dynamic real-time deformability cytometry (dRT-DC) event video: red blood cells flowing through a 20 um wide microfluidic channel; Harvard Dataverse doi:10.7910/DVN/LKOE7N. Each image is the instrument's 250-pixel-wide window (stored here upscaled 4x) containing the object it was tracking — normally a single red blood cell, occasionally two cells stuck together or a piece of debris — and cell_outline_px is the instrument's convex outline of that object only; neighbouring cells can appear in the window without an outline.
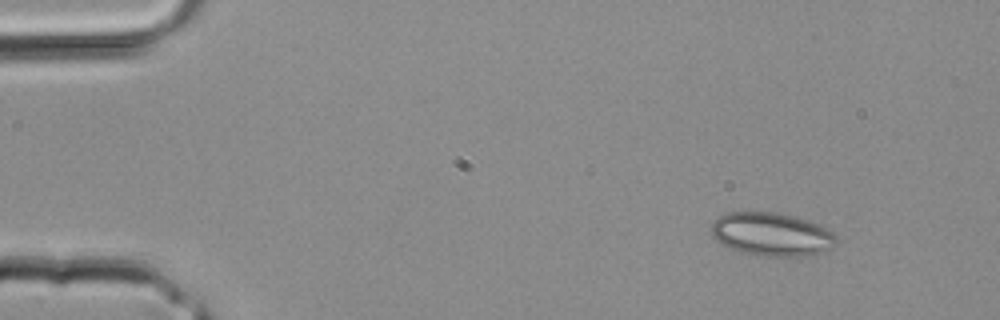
{"species": "common noctule bat (a hibernating species)", "species_latin": "Nyctalus noctula", "temperature_condition": "room temperature", "stored_images_in_passage": 3, "camera_frame_rate_fps": 3000, "um_per_image_px": 0.085, "animal": {"sex": "male", "body_mass_g": 20.4}, "frame": {"image": 1, "passage_image": 3, "time_ms": 0.667, "image_size_px": [1000, 320], "cell_outline_px": [[836, 244], [832, 248], [824, 252], [808, 256], [760, 256], [740, 252], [720, 244], [712, 236], [712, 220], [724, 212], [776, 212], [808, 220], [828, 228], [836, 236]], "centroid_in_image_um": [65.58, 19.92], "position_along_channel_um": 19.4, "area_um2": 32.02}}